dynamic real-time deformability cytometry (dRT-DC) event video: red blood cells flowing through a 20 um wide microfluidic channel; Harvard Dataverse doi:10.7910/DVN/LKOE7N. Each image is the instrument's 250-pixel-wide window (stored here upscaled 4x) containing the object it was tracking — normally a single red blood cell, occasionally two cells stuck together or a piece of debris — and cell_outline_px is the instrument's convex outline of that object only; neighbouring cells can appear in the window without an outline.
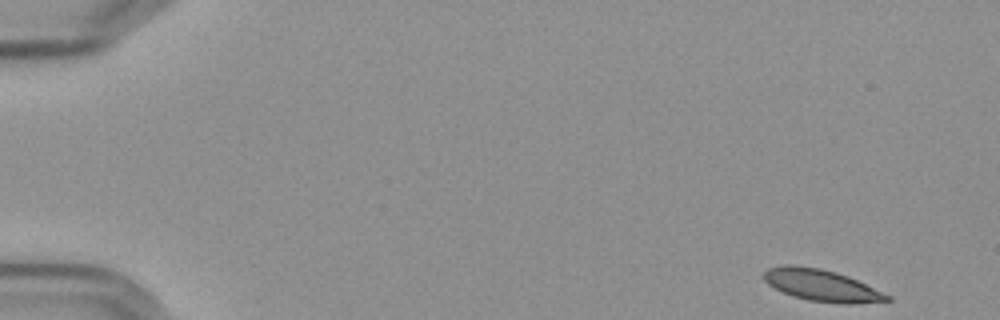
{"species": "Egyptian fruit bat (a non-hibernating species)", "species_latin": "Rousettus aegyptiacus", "temperature_condition": "cold", "stored_images_in_passage": 54, "camera_frame_rate_fps": 3000, "um_per_image_px": 0.085, "frame": {"image": 1, "passage_image": 1, "time_ms": 0.0, "image_size_px": [1000, 320], "cell_outline_px": [[892, 300], [856, 304], [844, 304], [808, 300], [792, 296], [768, 284], [764, 280], [764, 272], [768, 268], [788, 264], [820, 268], [836, 272], [848, 276], [892, 296]], "centroid_in_image_um": [69.86, 24.26], "position_along_channel_um": 15.1, "area_um2": 22.72}}
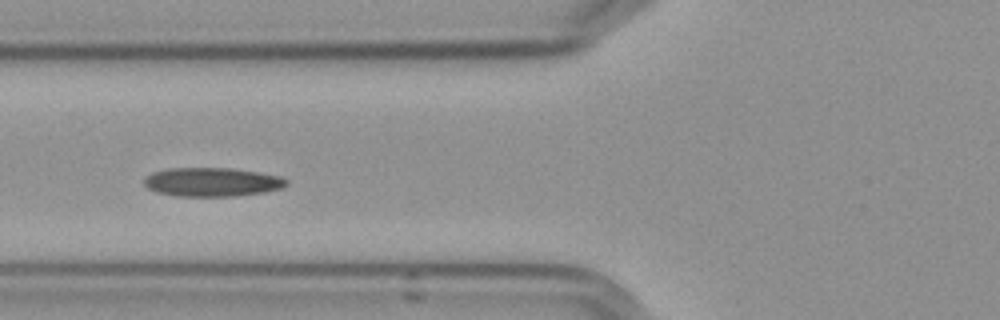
{"frame": {"image": 2, "passage_image": 20, "time_ms": 6.333, "image_size_px": [1000, 320], "cell_outline_px": [[288, 184], [284, 188], [264, 192], [236, 196], [176, 196], [156, 192], [148, 188], [144, 184], [144, 180], [152, 172], [168, 168], [232, 168], [280, 176], [288, 180]], "centroid_in_image_um": [18.04, 15.47], "position_along_channel_um": 107.8, "area_um2": 23.99}}
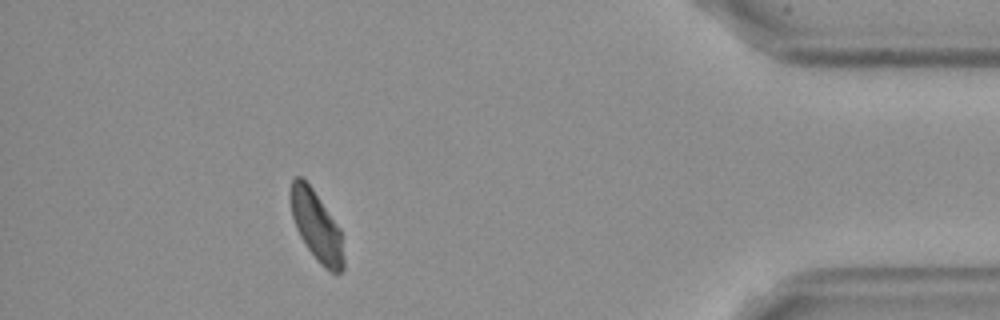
{"frame": {"image": 3, "passage_image": 49, "time_ms": 16.0, "image_size_px": [1000, 320], "cell_outline_px": [[344, 268], [336, 276], [324, 268], [316, 260], [300, 236], [296, 228], [292, 216], [288, 192], [292, 180], [296, 176], [300, 176], [312, 188], [340, 228], [344, 260]], "centroid_in_image_um": [26.89, 19.23], "position_along_channel_um": 408.3, "area_um2": 21.73}, "authors_computed_cell_mechanics": {"area_um2": 22.8888, "velocity_mm_per_s": 3.5689, "shape_relaxation_time_tau1_ms": null, "shape_relaxation_time_tau2_ms": 2.6265, "deformation_change_tau1": null, "deformation_change_tau2": 0.0677}}